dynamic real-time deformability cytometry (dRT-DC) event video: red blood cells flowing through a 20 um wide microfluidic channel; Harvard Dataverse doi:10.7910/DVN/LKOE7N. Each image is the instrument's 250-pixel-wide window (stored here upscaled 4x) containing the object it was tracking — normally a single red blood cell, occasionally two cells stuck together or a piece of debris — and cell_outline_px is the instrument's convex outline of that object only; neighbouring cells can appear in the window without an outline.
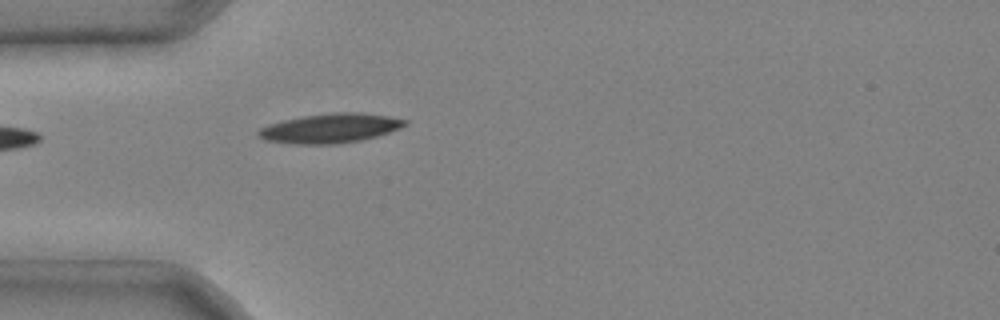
{"species": "common noctule bat (a hibernating species)", "species_latin": "Nyctalus noctula", "temperature_condition": "cold", "stored_images_in_passage": 2, "camera_frame_rate_fps": 3000, "um_per_image_px": 0.085, "animal": {"sex": "male", "body_mass_g": 20.4}, "frame": {"image": 1, "passage_image": 2, "time_ms": 0.333, "image_size_px": [1000, 320], "cell_outline_px": [[408, 124], [400, 128], [376, 136], [360, 140], [336, 144], [296, 144], [264, 140], [256, 136], [256, 132], [260, 128], [268, 124], [284, 120], [304, 116], [332, 112], [360, 112], [388, 116], [408, 120]], "centroid_in_image_um": [28.04, 10.9], "position_along_channel_um": 57.0, "area_um2": 25.14}}